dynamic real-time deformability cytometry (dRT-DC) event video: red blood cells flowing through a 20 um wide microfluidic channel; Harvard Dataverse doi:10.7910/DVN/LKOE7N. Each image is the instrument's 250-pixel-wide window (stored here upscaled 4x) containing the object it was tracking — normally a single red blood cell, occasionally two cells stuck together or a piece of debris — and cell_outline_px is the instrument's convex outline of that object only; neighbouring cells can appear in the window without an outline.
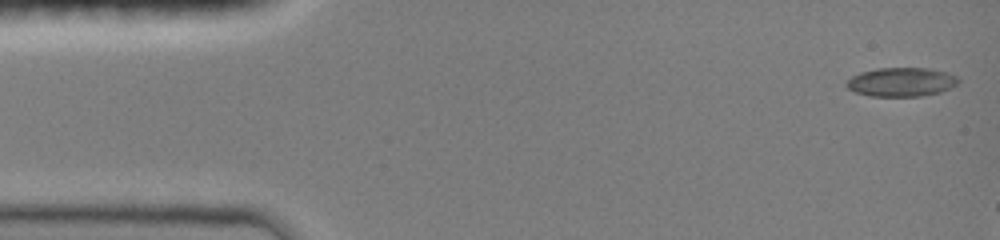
{"species": "common noctule bat (a hibernating species)", "species_latin": "Nyctalus noctula", "temperature_condition": "room temperature", "stored_images_in_passage": 5, "camera_frame_rate_fps": 3000, "um_per_image_px": 0.085, "animal": {"sex": "female", "body_mass_g": 19.0, "forearm_length_mm": 51.5}, "frame": {"image": 1, "passage_image": 1, "time_ms": 0.0, "image_size_px": [1000, 240], "cell_outline_px": [[960, 80], [956, 84], [940, 92], [920, 96], [868, 96], [856, 92], [848, 88], [844, 84], [852, 76], [860, 72], [876, 68], [932, 68], [948, 72], [956, 76]], "centroid_in_image_um": [76.6, 6.96], "position_along_channel_um": 8.4, "area_um2": 18.9}}